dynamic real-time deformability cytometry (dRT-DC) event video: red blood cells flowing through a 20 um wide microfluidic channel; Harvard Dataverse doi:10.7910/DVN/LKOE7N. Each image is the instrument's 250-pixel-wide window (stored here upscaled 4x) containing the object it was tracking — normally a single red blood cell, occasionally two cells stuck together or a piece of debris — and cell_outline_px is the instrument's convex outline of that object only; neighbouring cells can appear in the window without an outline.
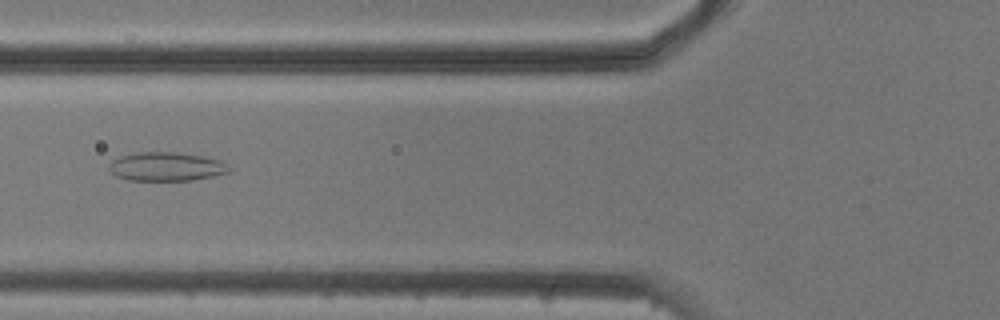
{"species": "common noctule bat (a hibernating species)", "species_latin": "Nyctalus noctula", "temperature_condition": "cold", "stored_images_in_passage": 8, "camera_frame_rate_fps": 3000, "um_per_image_px": 0.085, "animal": {"sex": "male", "body_mass_g": 20.5, "forearm_length_mm": 52.5}, "frame": {"image": 1, "passage_image": 5, "time_ms": 5.667, "image_size_px": [1000, 320], "cell_outline_px": [[228, 172], [212, 176], [192, 180], [128, 180], [116, 176], [108, 168], [108, 164], [112, 160], [120, 156], [136, 152], [176, 152], [200, 156], [220, 160], [228, 168]], "centroid_in_image_um": [14.05, 14.16], "position_along_channel_um": 111.7, "area_um2": 19.88}}
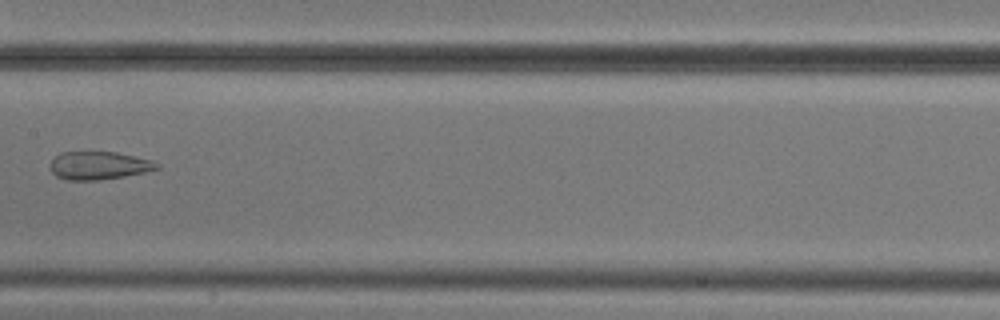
{"frame": {"image": 2, "passage_image": 7, "time_ms": 8.0, "image_size_px": [1000, 320], "cell_outline_px": [[160, 168], [144, 172], [124, 176], [100, 180], [68, 180], [56, 176], [52, 172], [48, 164], [60, 152], [116, 152], [152, 160], [160, 164]], "centroid_in_image_um": [8.39, 14.07], "position_along_channel_um": 199.0, "area_um2": 17.46}}
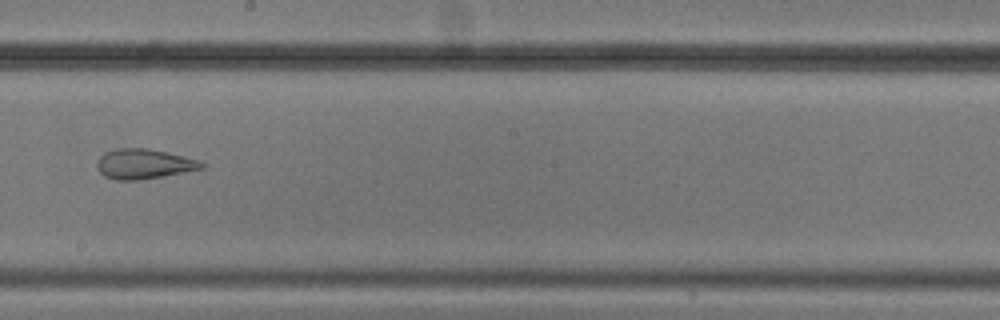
{"frame": {"image": 3, "passage_image": 8, "time_ms": 9.0, "image_size_px": [1000, 320], "cell_outline_px": [[204, 168], [164, 176], [140, 180], [116, 180], [104, 176], [96, 168], [96, 164], [100, 156], [104, 152], [116, 148], [148, 148], [168, 152], [184, 156], [196, 160], [204, 164]], "centroid_in_image_um": [12.19, 13.93], "position_along_channel_um": 236.0, "area_um2": 18.32}}